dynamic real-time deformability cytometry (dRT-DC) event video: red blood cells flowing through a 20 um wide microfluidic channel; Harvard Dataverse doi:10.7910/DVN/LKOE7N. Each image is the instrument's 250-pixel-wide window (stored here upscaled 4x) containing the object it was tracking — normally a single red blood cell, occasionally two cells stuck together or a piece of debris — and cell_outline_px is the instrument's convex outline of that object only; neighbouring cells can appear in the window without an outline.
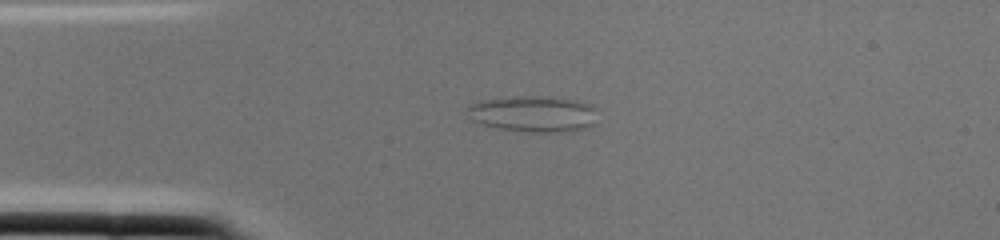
{"species": "common noctule bat (a hibernating species)", "species_latin": "Nyctalus noctula", "temperature_condition": "cold", "stored_images_in_passage": 1, "camera_frame_rate_fps": 3000, "um_per_image_px": 0.085, "animal": {"sex": "female", "body_mass_g": 22.0, "forearm_length_mm": 56.7}, "frame": {"image": 1, "passage_image": 1, "time_ms": 0.0, "image_size_px": [1000, 240], "cell_outline_px": [[596, 124], [588, 128], [572, 132], [536, 132], [500, 128], [480, 124], [472, 120], [468, 108], [468, 104], [480, 100], [528, 96], [576, 100], [592, 104], [596, 108]], "centroid_in_image_um": [45.41, 9.7], "position_along_channel_um": 39.6, "area_um2": 27.34}}